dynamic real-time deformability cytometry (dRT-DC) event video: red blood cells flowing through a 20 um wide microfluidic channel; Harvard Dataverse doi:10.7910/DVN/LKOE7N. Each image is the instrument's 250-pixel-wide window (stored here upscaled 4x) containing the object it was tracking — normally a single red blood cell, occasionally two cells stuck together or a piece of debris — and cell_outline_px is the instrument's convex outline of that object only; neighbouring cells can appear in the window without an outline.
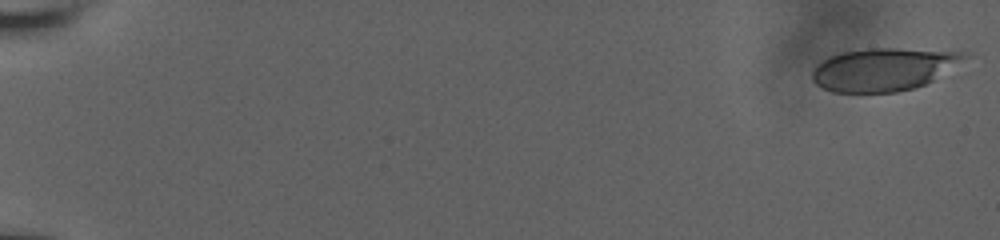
{"species": "human", "species_latin": "Homo sapiens", "temperature_condition": "room temperature", "stored_images_in_passage": 57, "camera_frame_rate_fps": 3000, "um_per_image_px": 0.085, "donor": {"sex": "male"}, "frame": {"image": 1, "passage_image": 1, "time_ms": 0.0, "image_size_px": [1000, 240], "cell_outline_px": [[968, 56], [932, 80], [924, 84], [912, 88], [896, 92], [832, 92], [816, 84], [812, 80], [812, 72], [816, 64], [840, 52], [868, 48], [896, 48], [968, 52]], "centroid_in_image_um": [75.05, 5.88], "position_along_channel_um": 9.9, "area_um2": 37.51}}
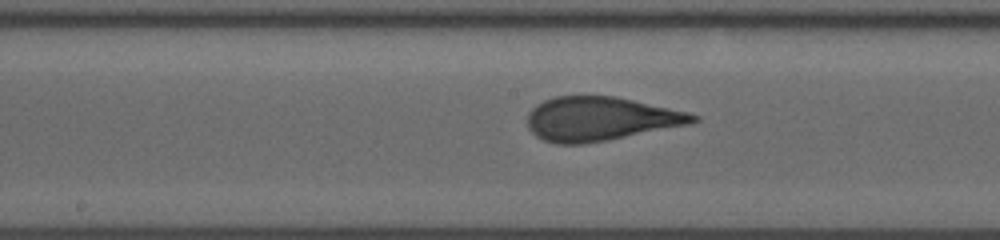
{"frame": {"image": 2, "passage_image": 32, "time_ms": 10.333, "image_size_px": [1000, 240], "cell_outline_px": [[700, 120], [688, 124], [608, 140], [580, 144], [556, 144], [544, 140], [536, 136], [528, 128], [528, 112], [536, 104], [544, 100], [556, 96], [616, 96], [688, 112], [700, 116]], "centroid_in_image_um": [51.01, 10.1], "position_along_channel_um": 197.2, "area_um2": 42.25}}
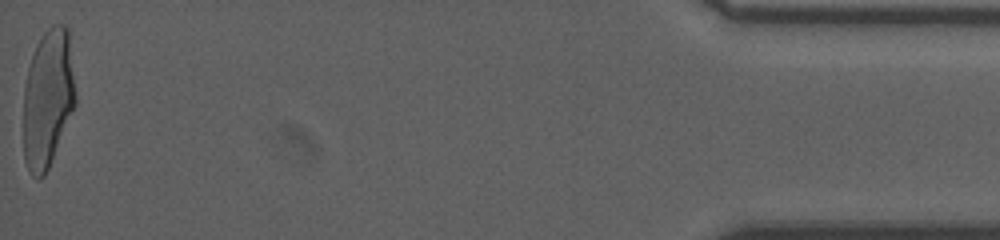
{"frame": {"image": 3, "passage_image": 57, "time_ms": 18.667, "image_size_px": [1000, 240], "cell_outline_px": [[76, 104], [48, 168], [44, 176], [40, 180], [36, 180], [32, 176], [24, 160], [24, 84], [28, 68], [36, 44], [44, 32], [52, 24], [64, 24], [68, 28], [76, 92]], "centroid_in_image_um": [4.07, 8.36], "position_along_channel_um": 431.1, "area_um2": 42.14}, "authors_computed_cell_mechanics": {"area_um2": 41.4426, "velocity_mm_per_s": 3.8284, "shape_relaxation_time_tau1_ms": 5.1851, "shape_relaxation_time_tau2_ms": 0.6055, "deformation_change_tau1": 0.2149, "deformation_change_tau2": 0.0918}}